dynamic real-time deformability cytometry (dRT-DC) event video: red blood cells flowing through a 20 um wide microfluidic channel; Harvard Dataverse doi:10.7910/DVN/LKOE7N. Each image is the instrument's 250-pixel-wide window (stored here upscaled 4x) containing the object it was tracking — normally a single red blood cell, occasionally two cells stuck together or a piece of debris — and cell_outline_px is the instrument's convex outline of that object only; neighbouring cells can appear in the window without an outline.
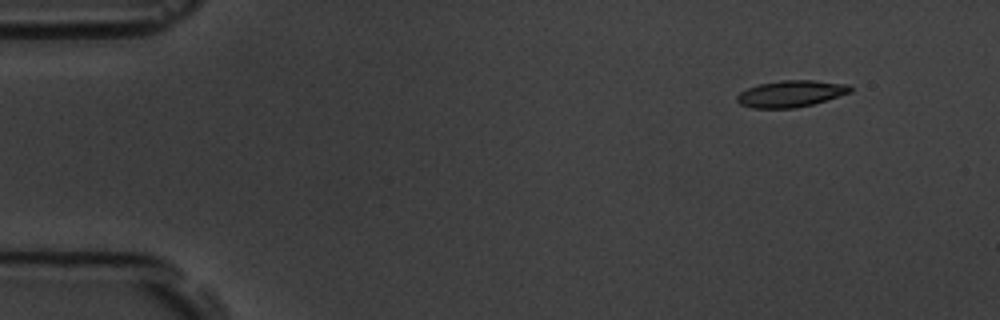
{"species": "common noctule bat (a hibernating species)", "species_latin": "Nyctalus noctula", "temperature_condition": "room temperature", "stored_images_in_passage": 5, "camera_frame_rate_fps": 3000, "um_per_image_px": 0.085, "animal": {"sex": "male", "body_mass_g": 19.5, "forearm_length_mm": 54.6}, "frame": {"image": 1, "passage_image": 2, "time_ms": 1.333, "image_size_px": [1000, 320], "cell_outline_px": [[852, 92], [812, 104], [796, 108], [752, 108], [740, 104], [736, 100], [736, 96], [740, 92], [748, 88], [760, 84], [784, 80], [816, 80], [848, 84], [852, 88]], "centroid_in_image_um": [67.23, 7.96], "position_along_channel_um": 17.8, "area_um2": 17.51}}
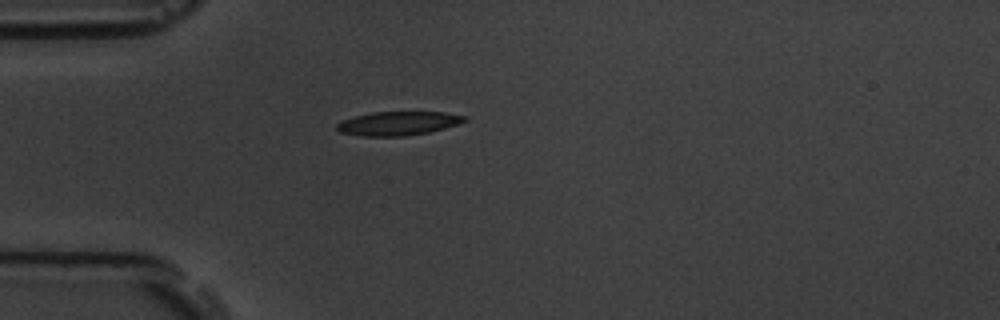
{"frame": {"image": 2, "passage_image": 5, "time_ms": 4.667, "image_size_px": [1000, 320], "cell_outline_px": [[468, 120], [444, 128], [428, 132], [404, 136], [360, 136], [340, 132], [336, 128], [336, 124], [344, 120], [356, 116], [372, 112], [444, 112], [468, 116]], "centroid_in_image_um": [33.85, 10.48], "position_along_channel_um": 51.1, "area_um2": 17.63}}